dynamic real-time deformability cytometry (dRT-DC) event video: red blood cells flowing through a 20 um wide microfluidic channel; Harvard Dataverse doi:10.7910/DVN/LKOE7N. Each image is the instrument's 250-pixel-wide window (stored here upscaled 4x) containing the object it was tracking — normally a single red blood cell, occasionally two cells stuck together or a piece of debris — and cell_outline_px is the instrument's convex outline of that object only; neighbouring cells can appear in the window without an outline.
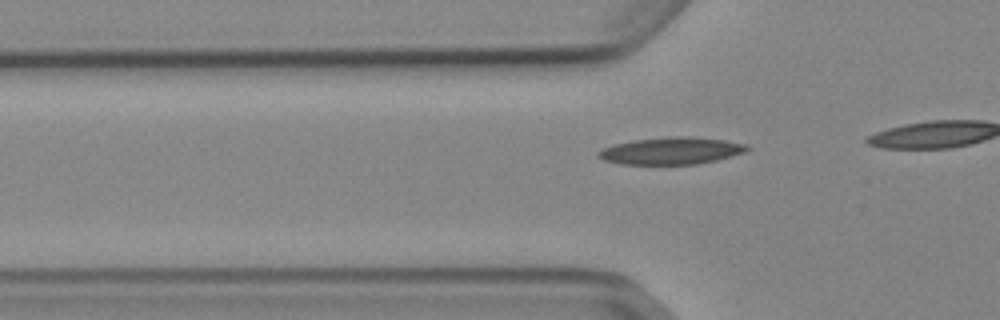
{"species": "Egyptian fruit bat (a non-hibernating species)", "species_latin": "Rousettus aegyptiacus", "temperature_condition": "cold", "stored_images_in_passage": 19, "camera_frame_rate_fps": 3000, "um_per_image_px": 0.085, "animal": {"sex": "female"}, "frame": {"image": 1, "passage_image": 13, "time_ms": 4.0, "image_size_px": [1000, 320], "cell_outline_px": [[752, 148], [744, 152], [716, 160], [696, 164], [620, 164], [604, 160], [596, 156], [596, 152], [604, 148], [616, 144], [636, 140], [668, 136], [684, 136], [724, 140], [748, 144]], "centroid_in_image_um": [57.06, 12.82], "position_along_channel_um": 68.7, "area_um2": 23.35}}
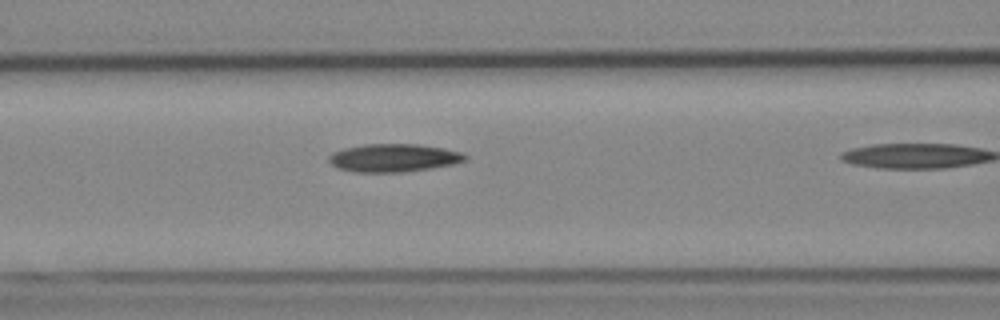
{"frame": {"image": 2, "passage_image": 18, "time_ms": 5.667, "image_size_px": [1000, 320], "cell_outline_px": [[468, 160], [452, 164], [432, 168], [404, 172], [356, 172], [336, 168], [328, 160], [328, 156], [332, 152], [344, 148], [364, 144], [416, 144], [444, 148], [464, 152], [468, 156]], "centroid_in_image_um": [33.48, 13.41], "position_along_channel_um": 133.1, "area_um2": 22.48}}